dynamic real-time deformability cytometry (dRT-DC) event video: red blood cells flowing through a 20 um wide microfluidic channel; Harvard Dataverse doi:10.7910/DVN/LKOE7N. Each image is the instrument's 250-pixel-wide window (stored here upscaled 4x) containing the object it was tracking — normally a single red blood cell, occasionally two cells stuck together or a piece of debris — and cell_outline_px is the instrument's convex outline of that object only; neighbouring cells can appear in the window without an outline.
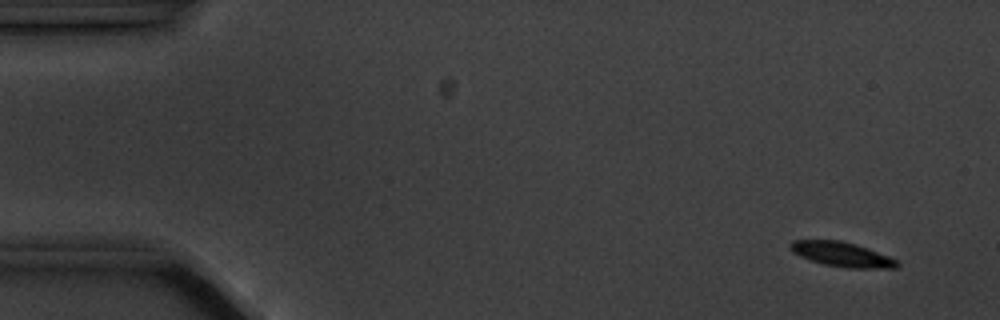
{"species": "common noctule bat (a hibernating species)", "species_latin": "Nyctalus noctula", "temperature_condition": "cold", "stored_images_in_passage": 6, "camera_frame_rate_fps": 3000, "um_per_image_px": 0.085, "animal": {"sex": "male", "body_mass_g": 20.1, "forearm_length_mm": 53.5}, "frame": {"image": 1, "passage_image": 1, "time_ms": 0.0, "image_size_px": [1000, 320], "cell_outline_px": [[900, 264], [896, 268], [848, 268], [824, 264], [808, 260], [792, 252], [788, 248], [788, 244], [792, 240], [840, 240], [868, 248], [888, 256], [896, 260]], "centroid_in_image_um": [71.5, 21.61], "position_along_channel_um": 13.5, "area_um2": 15.37}}
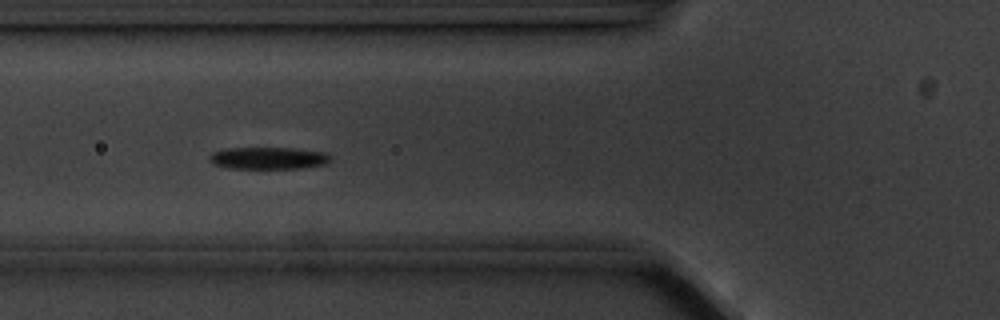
{"frame": {"image": 2, "passage_image": 6, "time_ms": 5.667, "image_size_px": [1000, 320], "cell_outline_px": [[332, 160], [324, 164], [300, 168], [228, 168], [212, 164], [208, 160], [208, 156], [212, 152], [224, 148], [292, 148], [328, 152], [332, 156]], "centroid_in_image_um": [22.8, 13.43], "position_along_channel_um": 103.0, "area_um2": 15.78}}